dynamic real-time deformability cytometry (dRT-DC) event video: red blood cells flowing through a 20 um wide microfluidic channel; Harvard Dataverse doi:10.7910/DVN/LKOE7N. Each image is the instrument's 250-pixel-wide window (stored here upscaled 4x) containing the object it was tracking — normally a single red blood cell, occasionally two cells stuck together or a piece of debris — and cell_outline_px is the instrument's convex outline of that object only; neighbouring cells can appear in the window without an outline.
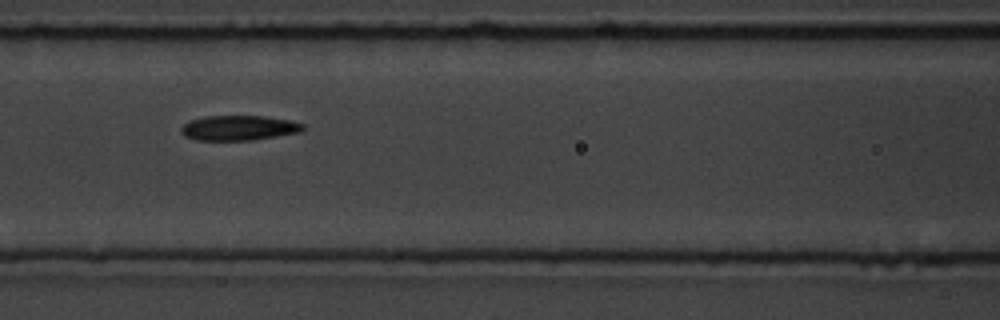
{"species": "common noctule bat (a hibernating species)", "species_latin": "Nyctalus noctula", "temperature_condition": "room temperature", "stored_images_in_passage": 9, "camera_frame_rate_fps": 3000, "um_per_image_px": 0.085, "animal": {"sex": "male", "body_mass_g": 19.5, "forearm_length_mm": 54.6}, "frame": {"image": 1, "passage_image": 7, "time_ms": 7.0, "image_size_px": [1000, 320], "cell_outline_px": [[304, 128], [300, 132], [252, 140], [196, 140], [184, 136], [180, 132], [180, 128], [188, 120], [204, 116], [264, 116], [292, 120], [304, 124]], "centroid_in_image_um": [20.27, 10.86], "position_along_channel_um": 146.3, "area_um2": 17.86}}
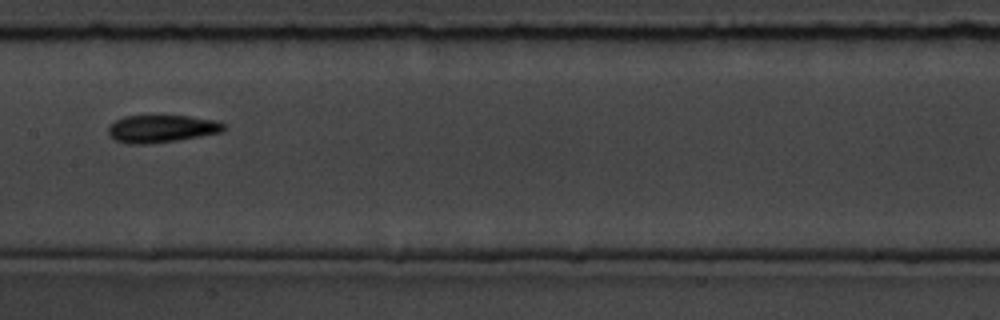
{"frame": {"image": 2, "passage_image": 8, "time_ms": 8.333, "image_size_px": [1000, 320], "cell_outline_px": [[228, 128], [224, 132], [176, 140], [148, 144], [128, 144], [116, 140], [108, 136], [108, 128], [116, 120], [124, 116], [188, 116], [216, 120], [228, 124]], "centroid_in_image_um": [13.79, 10.94], "position_along_channel_um": 193.6, "area_um2": 18.67}}